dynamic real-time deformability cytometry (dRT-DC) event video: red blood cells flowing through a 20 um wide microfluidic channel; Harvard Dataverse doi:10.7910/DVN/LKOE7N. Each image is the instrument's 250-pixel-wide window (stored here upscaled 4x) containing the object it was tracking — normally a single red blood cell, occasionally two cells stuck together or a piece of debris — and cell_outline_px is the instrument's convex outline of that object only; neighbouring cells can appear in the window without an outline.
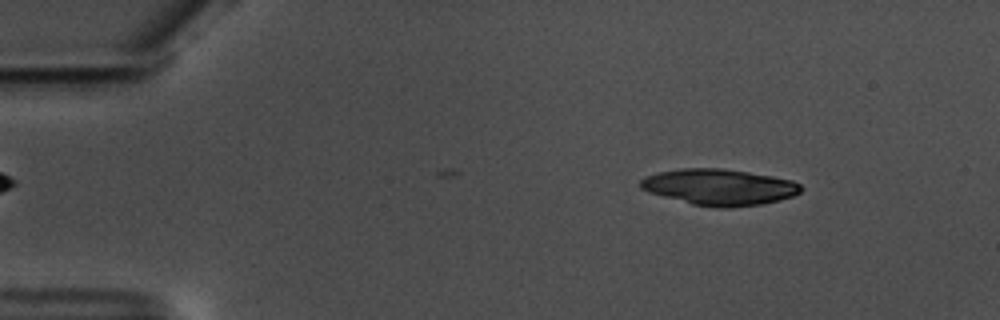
{"species": "common noctule bat (a hibernating species)", "species_latin": "Nyctalus noctula", "temperature_condition": "warm", "stored_images_in_passage": 10, "camera_frame_rate_fps": 3000, "um_per_image_px": 0.085, "animal": {"sex": "male", "body_mass_g": 17.5, "forearm_length_mm": 52.3}, "frame": {"image": 1, "passage_image": 7, "time_ms": 2.0, "image_size_px": [1000, 320], "cell_outline_px": [[804, 188], [800, 192], [792, 196], [780, 200], [760, 204], [728, 208], [716, 208], [692, 204], [648, 192], [640, 188], [640, 180], [644, 176], [656, 172], [680, 168], [720, 168], [748, 172], [772, 176], [792, 180], [800, 184]], "centroid_in_image_um": [61.12, 15.9], "position_along_channel_um": 23.9, "area_um2": 33.93}}